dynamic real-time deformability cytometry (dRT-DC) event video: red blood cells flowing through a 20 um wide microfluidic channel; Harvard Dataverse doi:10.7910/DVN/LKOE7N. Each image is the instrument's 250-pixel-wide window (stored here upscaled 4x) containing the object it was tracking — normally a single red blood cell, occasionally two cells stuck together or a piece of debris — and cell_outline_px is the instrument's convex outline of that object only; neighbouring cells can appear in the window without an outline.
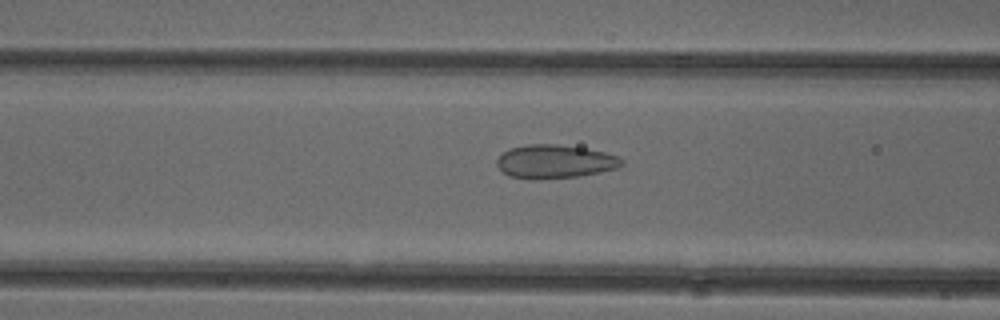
{"species": "common noctule bat (a hibernating species)", "species_latin": "Nyctalus noctula", "temperature_condition": "cold", "stored_images_in_passage": 49, "camera_frame_rate_fps": 3000, "um_per_image_px": 0.085, "animal": {"sex": "female"}, "frame": {"image": 1, "passage_image": 18, "time_ms": 5.667, "image_size_px": [1000, 320], "cell_outline_px": [[624, 164], [616, 168], [600, 172], [580, 176], [540, 180], [532, 180], [508, 176], [496, 164], [496, 160], [504, 152], [512, 148], [528, 144], [556, 144], [584, 148], [604, 152], [620, 156], [624, 160]], "centroid_in_image_um": [47.18, 13.75], "position_along_channel_um": 119.4, "area_um2": 24.57}}
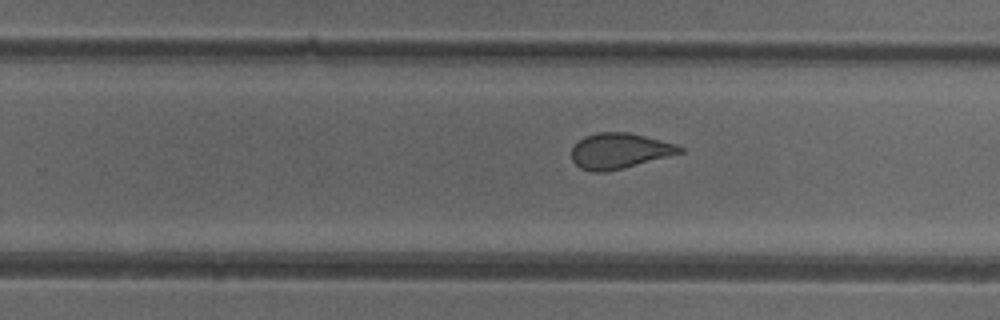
{"frame": {"image": 2, "passage_image": 30, "time_ms": 9.667, "image_size_px": [1000, 320], "cell_outline_px": [[684, 152], [604, 172], [592, 172], [580, 168], [572, 160], [572, 148], [584, 136], [596, 132], [628, 132], [676, 144], [684, 148]], "centroid_in_image_um": [52.63, 12.81], "position_along_channel_um": 277.2, "area_um2": 22.02}}
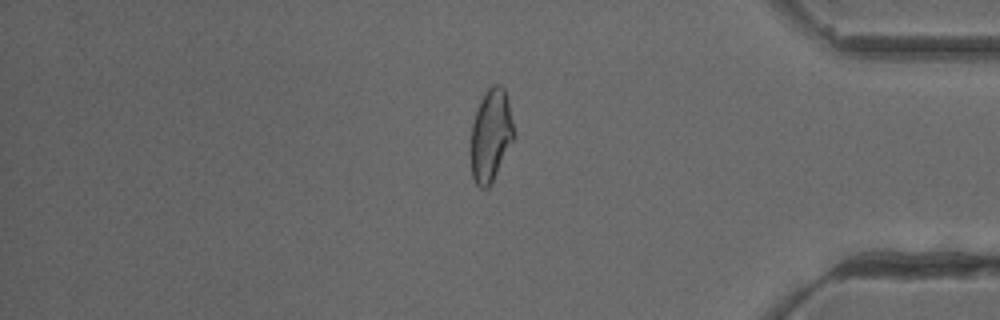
{"frame": {"image": 3, "passage_image": 41, "time_ms": 13.333, "image_size_px": [1000, 320], "cell_outline_px": [[516, 136], [488, 188], [480, 188], [476, 184], [472, 176], [468, 148], [472, 124], [480, 100], [484, 92], [492, 84], [500, 84], [504, 88], [508, 100]], "centroid_in_image_um": [41.69, 11.5], "position_along_channel_um": 393.5, "area_um2": 23.76}, "authors_computed_cell_mechanics": {"area_um2": 24.3916, "velocity_mm_per_s": 3.9444, "shape_relaxation_time_tau1_ms": null, "shape_relaxation_time_tau2_ms": 0.9957, "deformation_change_tau1": null, "deformation_change_tau2": 0.0767}}